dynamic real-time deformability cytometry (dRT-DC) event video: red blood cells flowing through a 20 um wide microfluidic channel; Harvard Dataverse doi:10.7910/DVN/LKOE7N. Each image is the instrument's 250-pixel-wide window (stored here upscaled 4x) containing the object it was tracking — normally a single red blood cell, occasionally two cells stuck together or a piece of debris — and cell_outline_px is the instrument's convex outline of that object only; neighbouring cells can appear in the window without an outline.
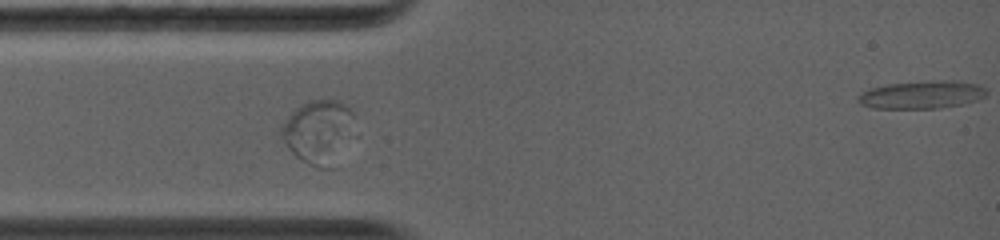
{"species": "common noctule bat (a hibernating species)", "species_latin": "Nyctalus noctula", "temperature_condition": "warm", "stored_images_in_passage": 23, "camera_frame_rate_fps": 5000, "um_per_image_px": 0.085, "animal": {"sex": "female", "body_mass_g": 19.0, "forearm_length_mm": 56.7}, "frame": {"image": 1, "passage_image": 10, "time_ms": 2.8, "image_size_px": [1000, 240], "cell_outline_px": [[352, 116], [336, 168], [320, 168], [308, 164], [300, 160], [288, 148], [280, 132], [288, 116], [300, 104], [312, 100], [340, 100], [352, 112]], "centroid_in_image_um": [27.0, 11.21], "position_along_channel_um": 58.0, "area_um2": 26.07}}
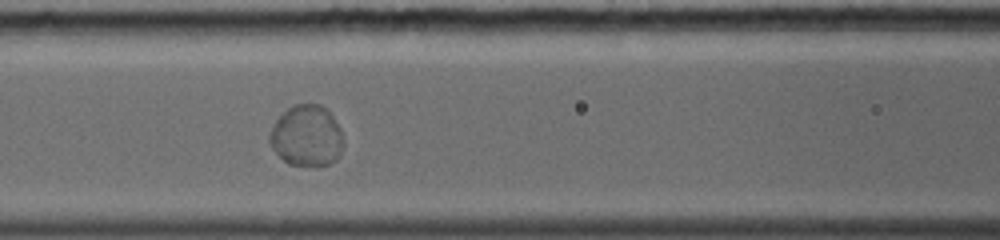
{"frame": {"image": 2, "passage_image": 16, "time_ms": 4.8, "image_size_px": [1000, 240], "cell_outline_px": [[344, 144], [336, 160], [328, 164], [288, 164], [272, 148], [268, 140], [268, 136], [276, 120], [292, 104], [320, 104], [332, 116], [340, 128], [344, 140]], "centroid_in_image_um": [26.06, 11.53], "position_along_channel_um": 140.5, "area_um2": 25.89}}
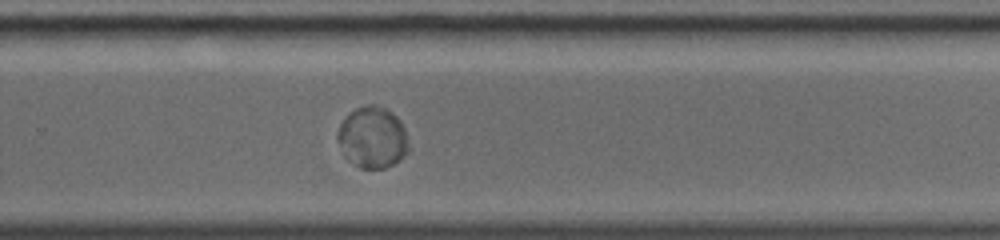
{"frame": {"image": 3, "passage_image": 23, "time_ms": 8.6, "image_size_px": [1000, 240], "cell_outline_px": [[408, 152], [400, 160], [384, 168], [360, 168], [348, 160], [344, 156], [336, 140], [336, 132], [344, 116], [348, 112], [364, 104], [376, 104], [392, 112], [400, 120], [404, 128], [408, 144]], "centroid_in_image_um": [31.62, 11.66], "position_along_channel_um": 298.2, "area_um2": 25.78}}